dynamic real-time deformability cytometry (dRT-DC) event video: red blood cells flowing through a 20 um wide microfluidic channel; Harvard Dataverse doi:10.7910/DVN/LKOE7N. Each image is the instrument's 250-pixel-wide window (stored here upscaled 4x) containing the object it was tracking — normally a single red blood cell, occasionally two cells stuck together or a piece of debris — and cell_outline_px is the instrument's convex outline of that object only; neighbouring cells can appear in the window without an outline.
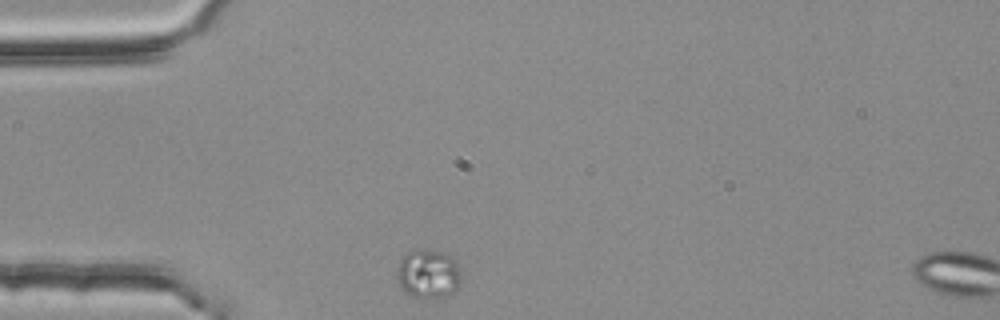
{"species": "common noctule bat (a hibernating species)", "species_latin": "Nyctalus noctula", "temperature_condition": "room temperature", "stored_images_in_passage": 2, "segment_of_instrument_passage": [1, 2], "camera_frame_rate_fps": 3000, "um_per_image_px": 0.085, "animal": {"sex": "female", "body_mass_g": 25.1}, "frame": {"image": 1, "passage_image": 1, "time_ms": 0.0, "image_size_px": [1000, 320], "cell_outline_px": [[460, 288], [444, 300], [440, 300], [412, 296], [400, 288], [396, 280], [396, 276], [400, 260], [408, 252], [440, 252], [448, 256], [456, 264], [460, 272]], "centroid_in_image_um": [36.41, 23.4], "position_along_channel_um": 48.6, "area_um2": 18.21}}